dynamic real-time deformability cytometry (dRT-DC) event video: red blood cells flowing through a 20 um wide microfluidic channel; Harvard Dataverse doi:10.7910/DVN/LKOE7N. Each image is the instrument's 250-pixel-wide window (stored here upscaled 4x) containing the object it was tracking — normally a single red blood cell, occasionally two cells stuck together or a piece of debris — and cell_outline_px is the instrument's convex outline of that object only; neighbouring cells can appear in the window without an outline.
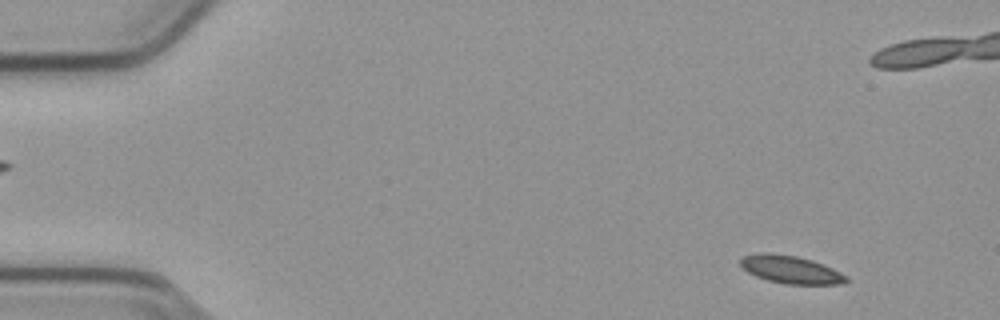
{"species": "common noctule bat (a hibernating species)", "species_latin": "Nyctalus noctula", "temperature_condition": "cold", "stored_images_in_passage": 55, "camera_frame_rate_fps": 3000, "um_per_image_px": 0.085, "animal": {"sex": "male", "body_mass_g": 23.1, "forearm_length_mm": 52.7}, "frame": {"image": 1, "passage_image": 5, "time_ms": 1.333, "image_size_px": [1000, 320], "cell_outline_px": [[848, 280], [840, 284], [784, 284], [768, 280], [756, 276], [748, 272], [740, 264], [740, 260], [744, 256], [756, 252], [768, 252], [796, 256], [812, 260], [832, 268], [848, 276]], "centroid_in_image_um": [67.2, 22.9], "position_along_channel_um": 17.8, "area_um2": 17.11}}
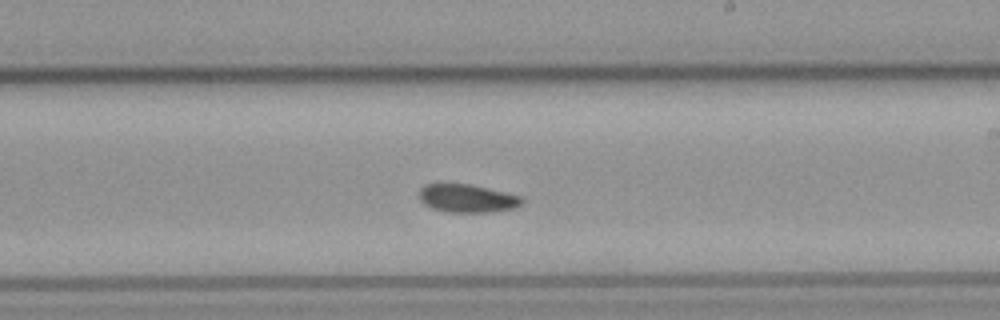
{"frame": {"image": 2, "passage_image": 32, "time_ms": 10.333, "image_size_px": [1000, 320], "cell_outline_px": [[524, 200], [516, 208], [488, 212], [448, 212], [432, 208], [424, 204], [420, 200], [420, 188], [424, 184], [468, 184], [520, 196]], "centroid_in_image_um": [39.68, 16.87], "position_along_channel_um": 249.3, "area_um2": 16.59}}
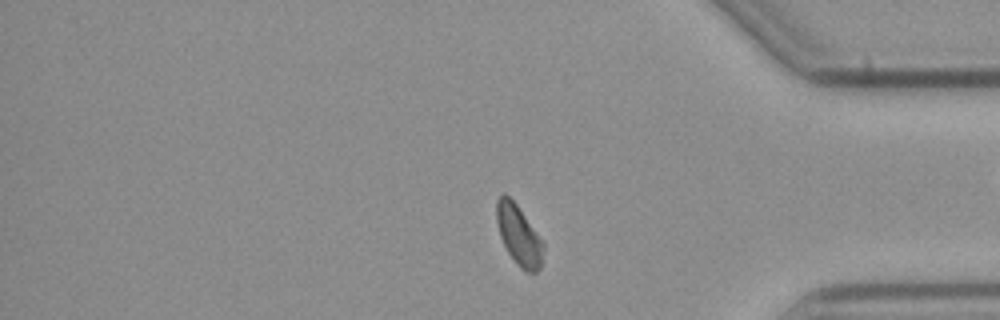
{"frame": {"image": 3, "passage_image": 45, "time_ms": 14.667, "image_size_px": [1000, 320], "cell_outline_px": [[544, 248], [540, 268], [536, 272], [528, 272], [520, 268], [516, 264], [508, 252], [500, 236], [496, 220], [496, 200], [504, 192], [516, 204], [544, 244]], "centroid_in_image_um": [44.08, 20.0], "position_along_channel_um": 391.1, "area_um2": 16.07}, "authors_computed_cell_mechanics": {"area_um2": 17.1088, "velocity_mm_per_s": 3.7619, "shape_relaxation_time_tau1_ms": 9.4746, "shape_relaxation_time_tau2_ms": 3.9912, "deformation_change_tau1": 0.1347, "deformation_change_tau2": 0.073}}